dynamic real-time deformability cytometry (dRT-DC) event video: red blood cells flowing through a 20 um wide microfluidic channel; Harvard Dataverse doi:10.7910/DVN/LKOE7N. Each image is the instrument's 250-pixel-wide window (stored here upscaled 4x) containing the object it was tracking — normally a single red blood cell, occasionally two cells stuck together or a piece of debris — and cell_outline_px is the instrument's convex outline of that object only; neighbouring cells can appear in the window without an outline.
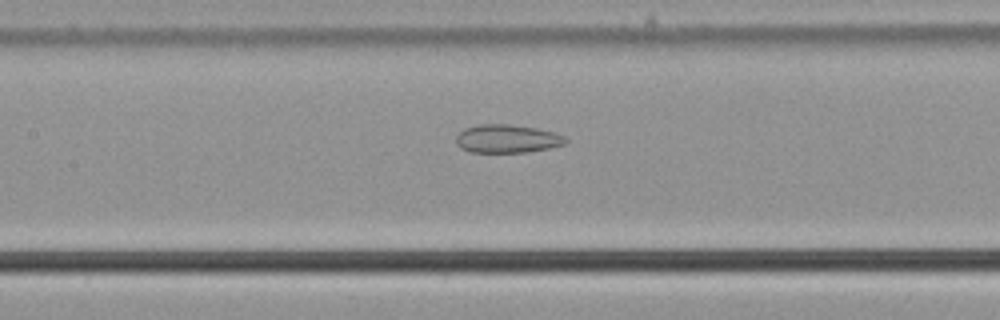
{"species": "common noctule bat (a hibernating species)", "species_latin": "Nyctalus noctula", "temperature_condition": "cold", "stored_images_in_passage": 44, "camera_frame_rate_fps": 3000, "um_per_image_px": 0.085, "animal": {"sex": "male", "body_mass_g": 21.5, "forearm_length_mm": 52.0}, "frame": {"image": 1, "passage_image": 15, "time_ms": 4.667, "image_size_px": [1000, 320], "cell_outline_px": [[568, 140], [564, 144], [548, 148], [524, 152], [472, 152], [460, 148], [456, 144], [456, 136], [464, 128], [480, 124], [508, 124], [536, 128], [556, 132], [564, 136]], "centroid_in_image_um": [43.09, 11.78], "position_along_channel_um": 164.3, "area_um2": 18.03}}
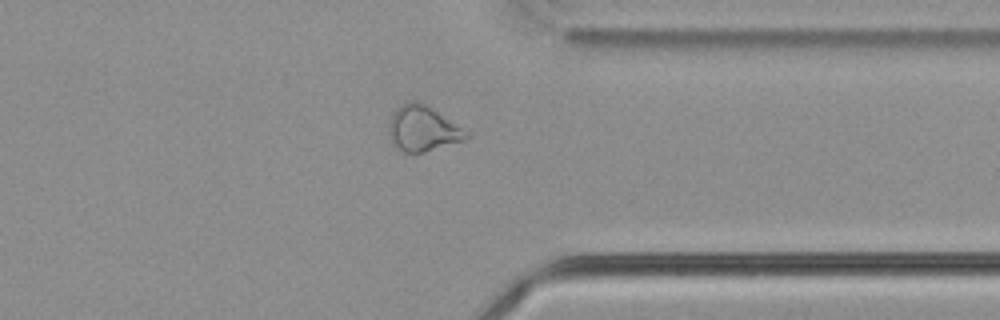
{"frame": {"image": 2, "passage_image": 32, "time_ms": 10.333, "image_size_px": [1000, 320], "cell_outline_px": [[468, 140], [424, 152], [404, 152], [392, 140], [388, 128], [388, 124], [392, 112], [400, 104], [412, 100], [416, 100], [432, 108], [468, 132]], "centroid_in_image_um": [35.94, 10.91], "position_along_channel_um": 375.5, "area_um2": 20.29}}
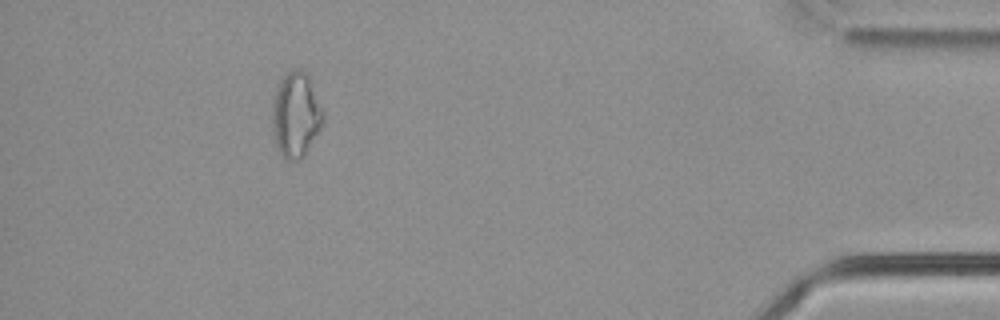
{"frame": {"image": 3, "passage_image": 39, "time_ms": 12.667, "image_size_px": [1000, 320], "cell_outline_px": [[324, 120], [320, 128], [304, 152], [296, 160], [284, 160], [276, 144], [272, 128], [272, 104], [280, 80], [292, 68], [300, 68], [308, 76], [324, 112]], "centroid_in_image_um": [25.13, 9.72], "position_along_channel_um": 410.1, "area_um2": 24.68}, "authors_computed_cell_mechanics": {"area_um2": 21.097, "velocity_mm_per_s": 3.795, "shape_relaxation_time_tau1_ms": null, "shape_relaxation_time_tau2_ms": 4.1874, "deformation_change_tau1": null, "deformation_change_tau2": 0.1203}}